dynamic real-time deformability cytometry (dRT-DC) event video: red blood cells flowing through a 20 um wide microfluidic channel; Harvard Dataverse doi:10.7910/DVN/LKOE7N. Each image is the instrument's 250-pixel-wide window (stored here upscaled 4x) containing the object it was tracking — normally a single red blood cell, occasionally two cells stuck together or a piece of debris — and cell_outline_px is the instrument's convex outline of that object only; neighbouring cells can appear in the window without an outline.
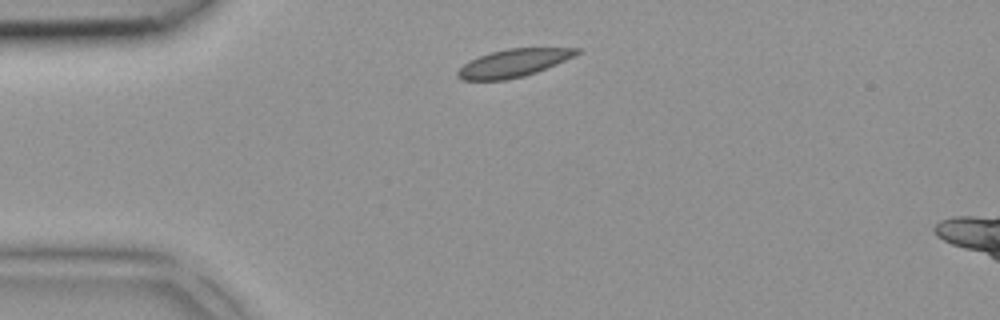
{"species": "common noctule bat (a hibernating species)", "species_latin": "Nyctalus noctula", "temperature_condition": "room temperature", "stored_images_in_passage": 2, "camera_frame_rate_fps": 3000, "um_per_image_px": 0.085, "animal": {"sex": "female", "body_mass_g": 18.4}, "frame": {"image": 1, "passage_image": 1, "time_ms": 0.0, "image_size_px": [1000, 320], "cell_outline_px": [[584, 52], [556, 64], [536, 72], [524, 76], [504, 80], [460, 80], [456, 76], [456, 72], [464, 64], [480, 56], [492, 52], [508, 48], [580, 48]], "centroid_in_image_um": [43.67, 5.36], "position_along_channel_um": 41.3, "area_um2": 19.19}}